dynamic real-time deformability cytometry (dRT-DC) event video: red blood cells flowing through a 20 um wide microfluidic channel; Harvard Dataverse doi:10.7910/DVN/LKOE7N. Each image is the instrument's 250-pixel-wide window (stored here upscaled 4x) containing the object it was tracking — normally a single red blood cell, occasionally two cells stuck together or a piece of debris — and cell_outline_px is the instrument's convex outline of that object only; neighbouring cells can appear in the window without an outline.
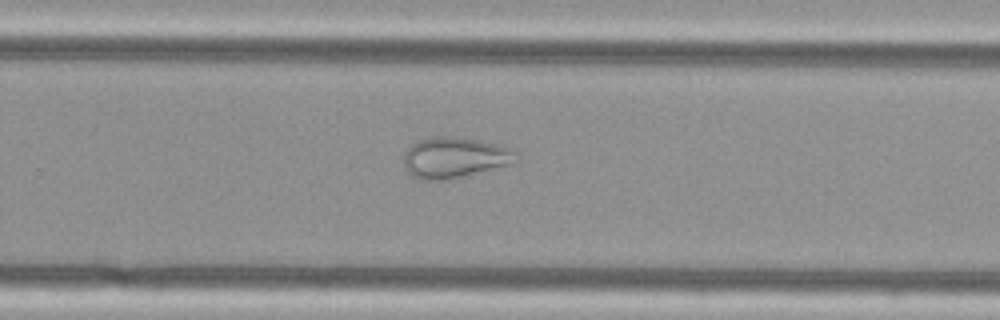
{"species": "Egyptian fruit bat (a non-hibernating species)", "species_latin": "Rousettus aegyptiacus", "temperature_condition": "cold", "stored_images_in_passage": 55, "camera_frame_rate_fps": 3000, "um_per_image_px": 0.085, "animal": {"sex": "female"}, "frame": {"image": 1, "passage_image": 36, "time_ms": 11.667, "image_size_px": [1000, 320], "cell_outline_px": [[516, 152], [508, 164], [464, 176], [444, 180], [420, 180], [412, 176], [404, 168], [404, 156], [408, 148], [412, 144], [420, 140], [432, 136], [456, 136], [480, 140], [500, 144], [512, 148]], "centroid_in_image_um": [38.57, 13.38], "position_along_channel_um": 291.2, "area_um2": 26.53}}
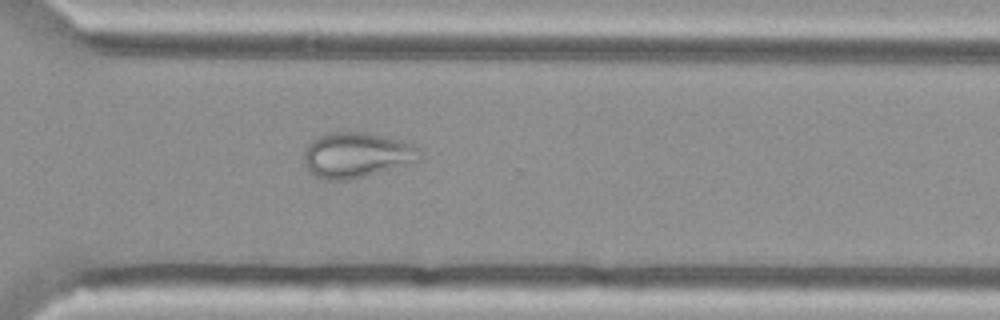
{"frame": {"image": 2, "passage_image": 40, "time_ms": 13.0, "image_size_px": [1000, 320], "cell_outline_px": [[420, 160], [364, 176], [344, 180], [324, 180], [316, 176], [308, 168], [304, 160], [304, 152], [308, 144], [312, 140], [328, 132], [364, 132], [400, 140], [416, 144], [420, 148]], "centroid_in_image_um": [30.31, 13.16], "position_along_channel_um": 340.3, "area_um2": 30.23}}
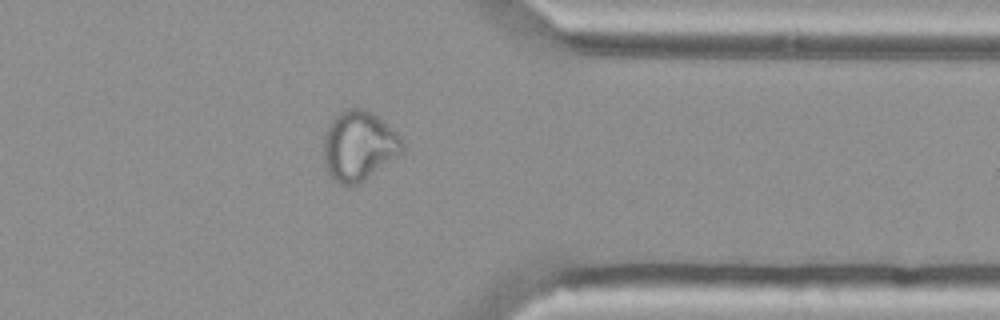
{"frame": {"image": 3, "passage_image": 44, "time_ms": 14.333, "image_size_px": [1000, 320], "cell_outline_px": [[404, 152], [364, 180], [356, 184], [336, 184], [324, 168], [324, 136], [328, 124], [344, 108], [364, 108], [372, 112], [396, 132], [400, 136], [404, 144]], "centroid_in_image_um": [30.49, 12.4], "position_along_channel_um": 380.9, "area_um2": 32.14}}